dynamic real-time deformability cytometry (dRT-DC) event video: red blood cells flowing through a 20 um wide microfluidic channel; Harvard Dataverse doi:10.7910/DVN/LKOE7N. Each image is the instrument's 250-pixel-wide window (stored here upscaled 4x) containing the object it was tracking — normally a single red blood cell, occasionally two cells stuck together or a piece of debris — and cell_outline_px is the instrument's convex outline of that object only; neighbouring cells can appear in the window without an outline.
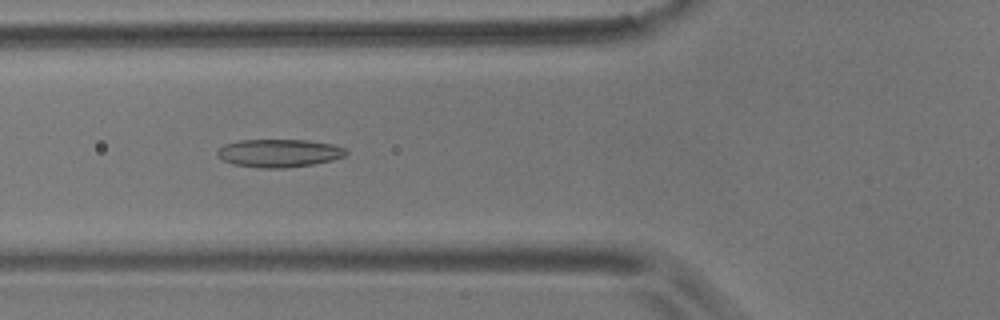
{"species": "common noctule bat (a hibernating species)", "species_latin": "Nyctalus noctula", "temperature_condition": "room temperature", "stored_images_in_passage": 37, "camera_frame_rate_fps": 3000, "um_per_image_px": 0.085, "animal": {"sex": "male", "body_mass_g": 17.9}, "frame": {"image": 1, "passage_image": 6, "time_ms": 1.667, "image_size_px": [1000, 320], "cell_outline_px": [[348, 152], [344, 156], [332, 160], [312, 164], [284, 168], [260, 168], [232, 164], [216, 156], [216, 148], [224, 144], [240, 140], [308, 140], [332, 144], [344, 148]], "centroid_in_image_um": [23.66, 13.01], "position_along_channel_um": 102.1, "area_um2": 21.1}}
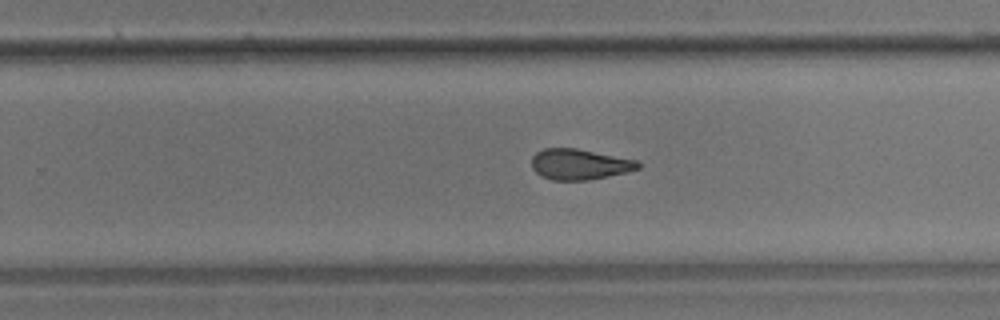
{"frame": {"image": 2, "passage_image": 21, "time_ms": 6.667, "image_size_px": [1000, 320], "cell_outline_px": [[640, 168], [628, 172], [588, 180], [552, 180], [536, 172], [532, 168], [532, 156], [536, 152], [544, 148], [576, 148], [636, 160], [640, 164]], "centroid_in_image_um": [49.25, 13.96], "position_along_channel_um": 280.5, "area_um2": 18.9}}
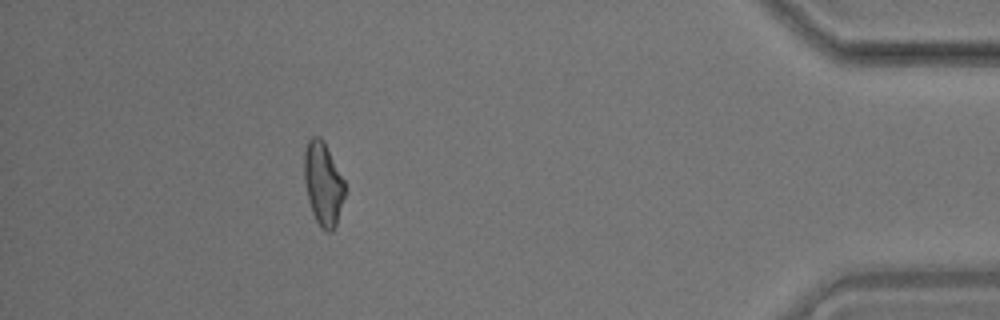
{"frame": {"image": 3, "passage_image": 36, "time_ms": 11.667, "image_size_px": [1000, 320], "cell_outline_px": [[344, 196], [336, 224], [332, 232], [328, 232], [320, 228], [312, 212], [308, 200], [304, 180], [304, 152], [308, 140], [312, 136], [320, 136], [324, 140], [344, 180]], "centroid_in_image_um": [27.45, 15.6], "position_along_channel_um": 407.8, "area_um2": 19.71}}